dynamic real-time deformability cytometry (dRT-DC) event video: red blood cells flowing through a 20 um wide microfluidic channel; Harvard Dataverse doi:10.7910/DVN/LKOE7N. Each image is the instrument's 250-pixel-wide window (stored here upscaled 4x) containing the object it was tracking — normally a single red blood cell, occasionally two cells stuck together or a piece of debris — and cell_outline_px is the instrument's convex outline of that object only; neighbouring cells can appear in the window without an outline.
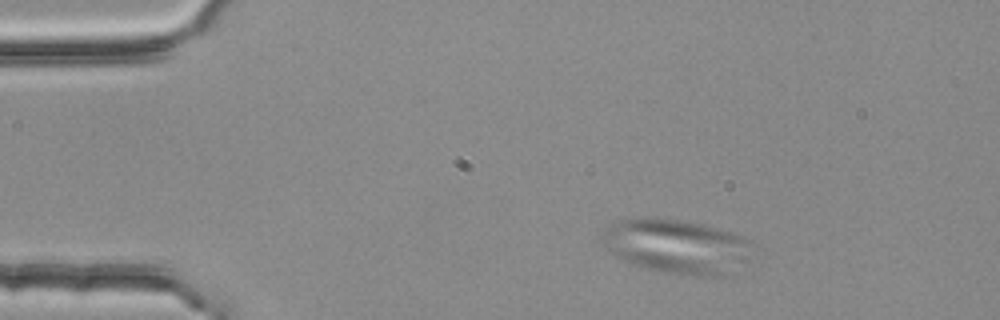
{"species": "common noctule bat (a hibernating species)", "species_latin": "Nyctalus noctula", "temperature_condition": "room temperature", "stored_images_in_passage": 3, "camera_frame_rate_fps": 3000, "um_per_image_px": 0.085, "animal": {"sex": "female", "body_mass_g": 25.1}, "frame": {"image": 1, "passage_image": 2, "time_ms": 0.333, "image_size_px": [1000, 320], "cell_outline_px": [[752, 240], [748, 260], [724, 276], [696, 276], [664, 272], [648, 268], [624, 260], [616, 256], [604, 248], [604, 228], [612, 220], [684, 220], [732, 232], [744, 236]], "centroid_in_image_um": [57.56, 20.95], "position_along_channel_um": 27.4, "area_um2": 46.82}}